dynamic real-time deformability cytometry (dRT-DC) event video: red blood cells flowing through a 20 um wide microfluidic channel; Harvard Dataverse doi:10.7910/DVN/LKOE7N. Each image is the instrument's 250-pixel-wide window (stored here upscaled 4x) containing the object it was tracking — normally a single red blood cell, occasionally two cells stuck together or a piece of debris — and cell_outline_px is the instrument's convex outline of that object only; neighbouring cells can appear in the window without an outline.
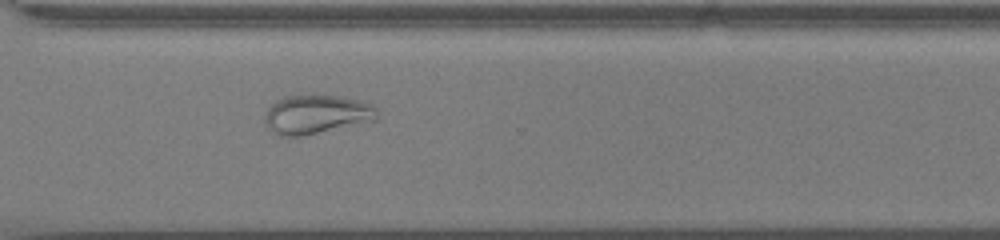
{"species": "common noctule bat (a hibernating species)", "species_latin": "Nyctalus noctula", "temperature_condition": "cold", "stored_images_in_passage": 33, "camera_frame_rate_fps": 3000, "um_per_image_px": 0.085, "animal": {"sex": "male", "body_mass_g": 13.0, "forearm_length_mm": 53.1}, "frame": {"image": 1, "passage_image": 24, "time_ms": 7.667, "image_size_px": [1000, 240], "cell_outline_px": [[380, 112], [376, 120], [300, 136], [280, 136], [268, 128], [264, 120], [264, 116], [268, 108], [276, 100], [284, 96], [340, 96], [360, 100], [372, 104]], "centroid_in_image_um": [26.91, 9.72], "position_along_channel_um": 343.7, "area_um2": 25.32}, "authors_computed_cell_mechanics": {"area_um2": 23.2356, "velocity_mm_per_s": 3.6016, "shape_relaxation_time_tau1_ms": null, "shape_relaxation_time_tau2_ms": 2.054, "deformation_change_tau1": null, "deformation_change_tau2": 0.0656}}